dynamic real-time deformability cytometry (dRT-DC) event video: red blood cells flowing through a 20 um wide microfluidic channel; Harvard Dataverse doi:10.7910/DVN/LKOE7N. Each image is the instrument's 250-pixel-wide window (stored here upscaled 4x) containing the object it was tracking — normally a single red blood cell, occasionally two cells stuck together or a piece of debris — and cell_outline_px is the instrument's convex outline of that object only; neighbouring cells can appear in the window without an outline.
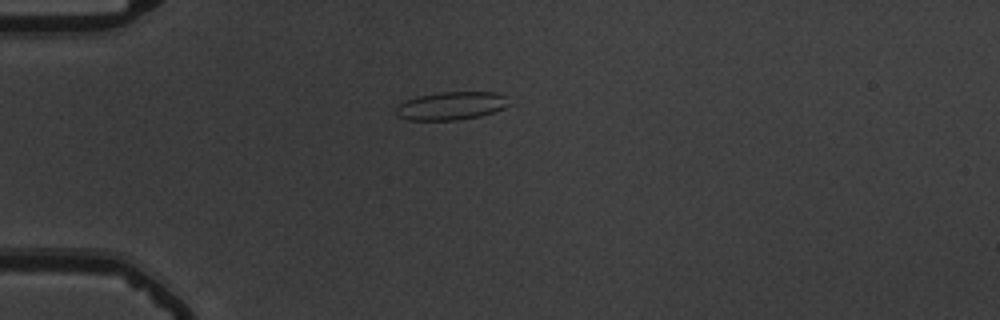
{"species": "common noctule bat (a hibernating species)", "species_latin": "Nyctalus noctula", "temperature_condition": "warm", "stored_images_in_passage": 44, "camera_frame_rate_fps": 3000, "um_per_image_px": 0.085, "animal": {"sex": "male", "body_mass_g": 19.5, "forearm_length_mm": 54.6}, "frame": {"image": 1, "passage_image": 4, "time_ms": 1.0, "image_size_px": [1000, 320], "cell_outline_px": [[512, 104], [504, 108], [480, 116], [456, 120], [408, 120], [396, 116], [396, 108], [404, 100], [416, 96], [440, 92], [496, 92], [508, 96]], "centroid_in_image_um": [38.38, 8.98], "position_along_channel_um": 46.6, "area_um2": 18.79}}
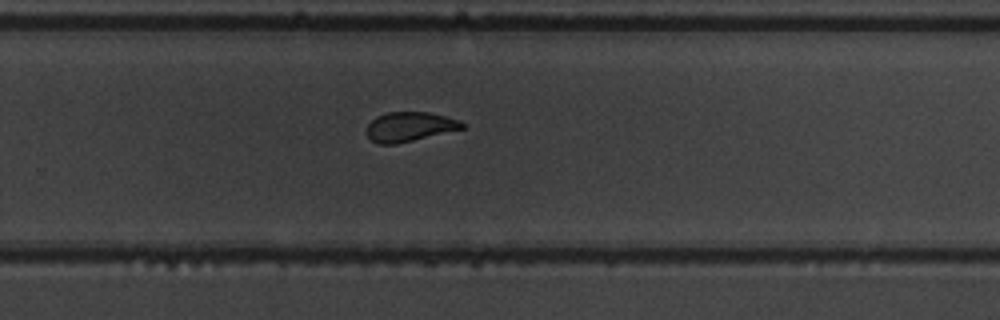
{"frame": {"image": 2, "passage_image": 26, "time_ms": 8.333, "image_size_px": [1000, 320], "cell_outline_px": [[468, 124], [464, 128], [396, 144], [380, 144], [372, 140], [368, 136], [368, 124], [376, 116], [388, 112], [428, 112], [460, 120]], "centroid_in_image_um": [34.84, 10.76], "position_along_channel_um": 295.0, "area_um2": 16.24}}
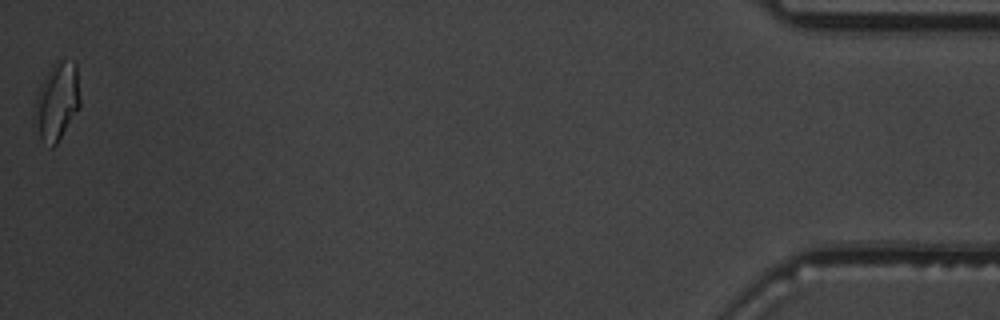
{"frame": {"image": 3, "passage_image": 44, "time_ms": 14.333, "image_size_px": [1000, 320], "cell_outline_px": [[80, 108], [56, 144], [52, 148], [40, 140], [32, 124], [32, 116], [40, 84], [44, 76], [56, 60], [76, 60], [80, 96]], "centroid_in_image_um": [4.82, 8.64], "position_along_channel_um": 430.4, "area_um2": 21.27}, "authors_computed_cell_mechanics": {"area_um2": 17.8024, "velocity_mm_per_s": 3.7053, "shape_relaxation_time_tau1_ms": 4.0383, "shape_relaxation_time_tau2_ms": 1.0782, "deformation_change_tau1": 0.1425, "deformation_change_tau2": 0.0609}}